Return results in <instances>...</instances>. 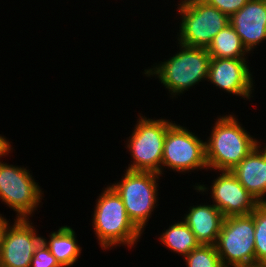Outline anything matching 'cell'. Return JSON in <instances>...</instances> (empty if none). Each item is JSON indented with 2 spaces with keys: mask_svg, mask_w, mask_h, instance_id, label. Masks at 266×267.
<instances>
[{
  "mask_svg": "<svg viewBox=\"0 0 266 267\" xmlns=\"http://www.w3.org/2000/svg\"><path fill=\"white\" fill-rule=\"evenodd\" d=\"M206 50L211 58H248L250 54L230 24L217 33Z\"/></svg>",
  "mask_w": 266,
  "mask_h": 267,
  "instance_id": "e0dca14e",
  "label": "cell"
},
{
  "mask_svg": "<svg viewBox=\"0 0 266 267\" xmlns=\"http://www.w3.org/2000/svg\"><path fill=\"white\" fill-rule=\"evenodd\" d=\"M10 222L7 221L6 217L2 216V214H0V251L2 248V244H3V239H4V235L6 232V228L8 226Z\"/></svg>",
  "mask_w": 266,
  "mask_h": 267,
  "instance_id": "cb8c5ba5",
  "label": "cell"
},
{
  "mask_svg": "<svg viewBox=\"0 0 266 267\" xmlns=\"http://www.w3.org/2000/svg\"><path fill=\"white\" fill-rule=\"evenodd\" d=\"M159 239L171 252H176L178 255L181 254L183 258L200 245L183 220L169 225L166 231H162Z\"/></svg>",
  "mask_w": 266,
  "mask_h": 267,
  "instance_id": "ac0fdd59",
  "label": "cell"
},
{
  "mask_svg": "<svg viewBox=\"0 0 266 267\" xmlns=\"http://www.w3.org/2000/svg\"><path fill=\"white\" fill-rule=\"evenodd\" d=\"M221 174L213 180L210 188L204 184L193 187L199 192L210 189L212 203L222 212L224 217L249 215L259 204L256 199L243 187L231 171H220Z\"/></svg>",
  "mask_w": 266,
  "mask_h": 267,
  "instance_id": "30bf717a",
  "label": "cell"
},
{
  "mask_svg": "<svg viewBox=\"0 0 266 267\" xmlns=\"http://www.w3.org/2000/svg\"><path fill=\"white\" fill-rule=\"evenodd\" d=\"M47 238H42V242L49 249L62 267H71L80 258L82 247L78 245L76 233L69 226H61L57 231L51 232Z\"/></svg>",
  "mask_w": 266,
  "mask_h": 267,
  "instance_id": "2e32d148",
  "label": "cell"
},
{
  "mask_svg": "<svg viewBox=\"0 0 266 267\" xmlns=\"http://www.w3.org/2000/svg\"><path fill=\"white\" fill-rule=\"evenodd\" d=\"M95 204L92 229L102 250H112L121 244L130 249L135 247L143 233L130 220L122 198L115 189L107 185Z\"/></svg>",
  "mask_w": 266,
  "mask_h": 267,
  "instance_id": "3957f363",
  "label": "cell"
},
{
  "mask_svg": "<svg viewBox=\"0 0 266 267\" xmlns=\"http://www.w3.org/2000/svg\"><path fill=\"white\" fill-rule=\"evenodd\" d=\"M32 225L28 218H16L13 224H8L0 251V266H31L34 252L43 238Z\"/></svg>",
  "mask_w": 266,
  "mask_h": 267,
  "instance_id": "8fae6325",
  "label": "cell"
},
{
  "mask_svg": "<svg viewBox=\"0 0 266 267\" xmlns=\"http://www.w3.org/2000/svg\"><path fill=\"white\" fill-rule=\"evenodd\" d=\"M222 212L214 204L189 207L182 220L202 245H216L224 221Z\"/></svg>",
  "mask_w": 266,
  "mask_h": 267,
  "instance_id": "9a60e30c",
  "label": "cell"
},
{
  "mask_svg": "<svg viewBox=\"0 0 266 267\" xmlns=\"http://www.w3.org/2000/svg\"><path fill=\"white\" fill-rule=\"evenodd\" d=\"M249 53L266 40V0H249L229 18Z\"/></svg>",
  "mask_w": 266,
  "mask_h": 267,
  "instance_id": "4fadbf2b",
  "label": "cell"
},
{
  "mask_svg": "<svg viewBox=\"0 0 266 267\" xmlns=\"http://www.w3.org/2000/svg\"><path fill=\"white\" fill-rule=\"evenodd\" d=\"M11 143L12 142L7 140L6 137L0 134V158L9 155L10 151L13 149Z\"/></svg>",
  "mask_w": 266,
  "mask_h": 267,
  "instance_id": "603a6c76",
  "label": "cell"
},
{
  "mask_svg": "<svg viewBox=\"0 0 266 267\" xmlns=\"http://www.w3.org/2000/svg\"><path fill=\"white\" fill-rule=\"evenodd\" d=\"M125 171L119 182L110 185L122 198L130 220L143 233L159 200L157 182L161 175L150 171Z\"/></svg>",
  "mask_w": 266,
  "mask_h": 267,
  "instance_id": "5b68a950",
  "label": "cell"
},
{
  "mask_svg": "<svg viewBox=\"0 0 266 267\" xmlns=\"http://www.w3.org/2000/svg\"><path fill=\"white\" fill-rule=\"evenodd\" d=\"M164 168L175 172L189 173L207 170L205 141L190 132L187 127L175 122L167 129L163 146L161 176ZM203 168V169H202Z\"/></svg>",
  "mask_w": 266,
  "mask_h": 267,
  "instance_id": "9c48e42d",
  "label": "cell"
},
{
  "mask_svg": "<svg viewBox=\"0 0 266 267\" xmlns=\"http://www.w3.org/2000/svg\"><path fill=\"white\" fill-rule=\"evenodd\" d=\"M186 267H223L215 245H202L184 257Z\"/></svg>",
  "mask_w": 266,
  "mask_h": 267,
  "instance_id": "ffe728a7",
  "label": "cell"
},
{
  "mask_svg": "<svg viewBox=\"0 0 266 267\" xmlns=\"http://www.w3.org/2000/svg\"><path fill=\"white\" fill-rule=\"evenodd\" d=\"M251 214L255 227L256 266H266V203H259Z\"/></svg>",
  "mask_w": 266,
  "mask_h": 267,
  "instance_id": "d6986e66",
  "label": "cell"
},
{
  "mask_svg": "<svg viewBox=\"0 0 266 267\" xmlns=\"http://www.w3.org/2000/svg\"><path fill=\"white\" fill-rule=\"evenodd\" d=\"M139 117L131 137H127L128 141L125 143L127 146L125 148L128 149L132 158L131 164H128L126 169L150 171L161 175L165 136L167 129L175 121L164 118L155 120L143 117L141 113H139Z\"/></svg>",
  "mask_w": 266,
  "mask_h": 267,
  "instance_id": "277c9868",
  "label": "cell"
},
{
  "mask_svg": "<svg viewBox=\"0 0 266 267\" xmlns=\"http://www.w3.org/2000/svg\"><path fill=\"white\" fill-rule=\"evenodd\" d=\"M254 267H266L265 265H259V266H254Z\"/></svg>",
  "mask_w": 266,
  "mask_h": 267,
  "instance_id": "484cf974",
  "label": "cell"
},
{
  "mask_svg": "<svg viewBox=\"0 0 266 267\" xmlns=\"http://www.w3.org/2000/svg\"><path fill=\"white\" fill-rule=\"evenodd\" d=\"M30 267H62L51 254L46 245L41 242L32 257Z\"/></svg>",
  "mask_w": 266,
  "mask_h": 267,
  "instance_id": "44dd1931",
  "label": "cell"
},
{
  "mask_svg": "<svg viewBox=\"0 0 266 267\" xmlns=\"http://www.w3.org/2000/svg\"><path fill=\"white\" fill-rule=\"evenodd\" d=\"M205 140L208 169L233 170L259 143L233 114L217 117Z\"/></svg>",
  "mask_w": 266,
  "mask_h": 267,
  "instance_id": "6da1fadb",
  "label": "cell"
},
{
  "mask_svg": "<svg viewBox=\"0 0 266 267\" xmlns=\"http://www.w3.org/2000/svg\"><path fill=\"white\" fill-rule=\"evenodd\" d=\"M247 63L246 58H211L207 82L210 81L209 83L222 91L250 101L255 80Z\"/></svg>",
  "mask_w": 266,
  "mask_h": 267,
  "instance_id": "7c38bea8",
  "label": "cell"
},
{
  "mask_svg": "<svg viewBox=\"0 0 266 267\" xmlns=\"http://www.w3.org/2000/svg\"><path fill=\"white\" fill-rule=\"evenodd\" d=\"M42 198L41 186L29 170L24 166L4 163L0 158V200L16 211L15 218L32 217Z\"/></svg>",
  "mask_w": 266,
  "mask_h": 267,
  "instance_id": "ba28073f",
  "label": "cell"
},
{
  "mask_svg": "<svg viewBox=\"0 0 266 267\" xmlns=\"http://www.w3.org/2000/svg\"><path fill=\"white\" fill-rule=\"evenodd\" d=\"M249 0H206L205 2L227 15L229 18L238 12Z\"/></svg>",
  "mask_w": 266,
  "mask_h": 267,
  "instance_id": "7402d4cb",
  "label": "cell"
},
{
  "mask_svg": "<svg viewBox=\"0 0 266 267\" xmlns=\"http://www.w3.org/2000/svg\"><path fill=\"white\" fill-rule=\"evenodd\" d=\"M180 3H186V4H191L194 2H205L206 0H180Z\"/></svg>",
  "mask_w": 266,
  "mask_h": 267,
  "instance_id": "d4e9b609",
  "label": "cell"
},
{
  "mask_svg": "<svg viewBox=\"0 0 266 267\" xmlns=\"http://www.w3.org/2000/svg\"><path fill=\"white\" fill-rule=\"evenodd\" d=\"M231 172L258 203H266L265 146L259 143Z\"/></svg>",
  "mask_w": 266,
  "mask_h": 267,
  "instance_id": "5bb4252c",
  "label": "cell"
},
{
  "mask_svg": "<svg viewBox=\"0 0 266 267\" xmlns=\"http://www.w3.org/2000/svg\"><path fill=\"white\" fill-rule=\"evenodd\" d=\"M179 50L168 60L155 63L143 72L153 77L170 93L172 99L188 91L203 80L207 81L210 54L206 48L190 47L178 43ZM185 91V92H184ZM172 95V96H171Z\"/></svg>",
  "mask_w": 266,
  "mask_h": 267,
  "instance_id": "7a4b0ae2",
  "label": "cell"
},
{
  "mask_svg": "<svg viewBox=\"0 0 266 267\" xmlns=\"http://www.w3.org/2000/svg\"><path fill=\"white\" fill-rule=\"evenodd\" d=\"M181 16L177 42L190 47L207 48L219 31L229 24V17L206 2L177 3Z\"/></svg>",
  "mask_w": 266,
  "mask_h": 267,
  "instance_id": "52a82bcc",
  "label": "cell"
},
{
  "mask_svg": "<svg viewBox=\"0 0 266 267\" xmlns=\"http://www.w3.org/2000/svg\"><path fill=\"white\" fill-rule=\"evenodd\" d=\"M255 227L252 214L225 217L216 243L223 267H254Z\"/></svg>",
  "mask_w": 266,
  "mask_h": 267,
  "instance_id": "8992f818",
  "label": "cell"
}]
</instances>
